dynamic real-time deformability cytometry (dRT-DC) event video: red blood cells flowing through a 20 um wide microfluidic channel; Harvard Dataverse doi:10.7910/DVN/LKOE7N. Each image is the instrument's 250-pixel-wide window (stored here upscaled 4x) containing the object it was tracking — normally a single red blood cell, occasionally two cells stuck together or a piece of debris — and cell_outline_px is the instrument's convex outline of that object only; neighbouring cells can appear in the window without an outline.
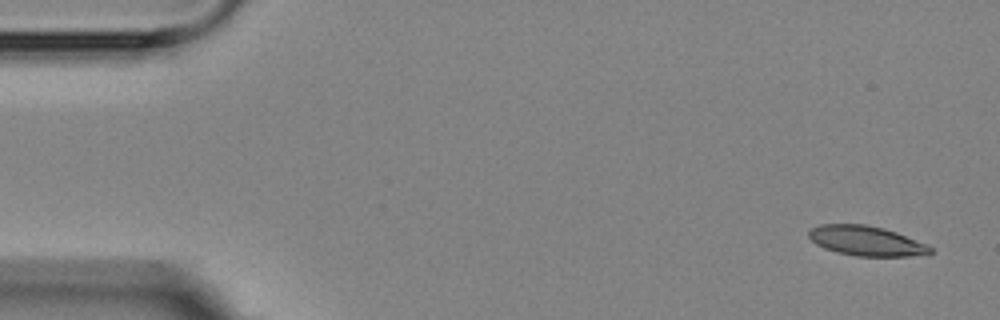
{"species": "Egyptian fruit bat (a non-hibernating species)", "species_latin": "Rousettus aegyptiacus", "temperature_condition": "room temperature", "stored_images_in_passage": 4, "camera_frame_rate_fps": 3000, "um_per_image_px": 0.085, "animal": {"sex": "female"}, "frame": {"image": 1, "passage_image": 1, "time_ms": 0.0, "image_size_px": [1000, 320], "cell_outline_px": [[932, 252], [908, 256], [856, 256], [836, 252], [824, 248], [816, 244], [808, 236], [808, 232], [812, 228], [820, 224], [864, 224], [884, 228], [896, 232], [924, 244], [932, 248]], "centroid_in_image_um": [73.56, 20.46], "position_along_channel_um": 11.4, "area_um2": 20.81}}